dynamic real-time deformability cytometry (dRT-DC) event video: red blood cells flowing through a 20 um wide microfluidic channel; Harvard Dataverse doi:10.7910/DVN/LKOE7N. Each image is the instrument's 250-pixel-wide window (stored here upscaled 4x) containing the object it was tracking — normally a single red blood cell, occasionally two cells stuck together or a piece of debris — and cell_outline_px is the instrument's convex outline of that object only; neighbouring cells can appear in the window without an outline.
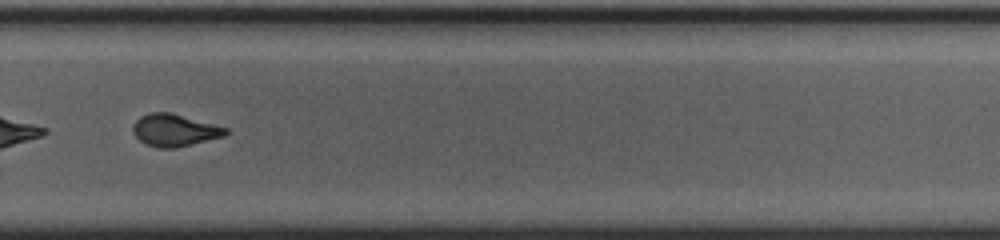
{"species": "common noctule bat (a hibernating species)", "species_latin": "Nyctalus noctula", "temperature_condition": "cold", "stored_images_in_passage": 39, "camera_frame_rate_fps": 3000, "um_per_image_px": 0.085, "animal": {"sex": "female", "body_mass_g": 23.0, "forearm_length_mm": 53.4}, "frame": {"image": 1, "passage_image": 23, "time_ms": 7.333, "image_size_px": [1000, 240], "cell_outline_px": [[228, 132], [224, 136], [176, 148], [160, 148], [148, 144], [140, 140], [132, 132], [132, 124], [140, 116], [148, 112], [172, 112], [228, 128]], "centroid_in_image_um": [14.82, 11.05], "position_along_channel_um": 315.0, "area_um2": 17.46}, "authors_computed_cell_mechanics": {"area_um2": 17.5712, "velocity_mm_per_s": 3.7562, "shape_relaxation_time_tau1_ms": 4.9734, "shape_relaxation_time_tau2_ms": 0.6759, "deformation_change_tau1": 0.1719, "deformation_change_tau2": 0.0579}}